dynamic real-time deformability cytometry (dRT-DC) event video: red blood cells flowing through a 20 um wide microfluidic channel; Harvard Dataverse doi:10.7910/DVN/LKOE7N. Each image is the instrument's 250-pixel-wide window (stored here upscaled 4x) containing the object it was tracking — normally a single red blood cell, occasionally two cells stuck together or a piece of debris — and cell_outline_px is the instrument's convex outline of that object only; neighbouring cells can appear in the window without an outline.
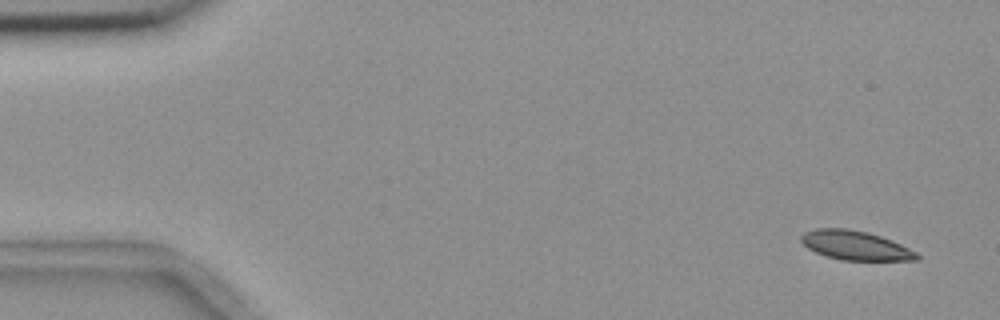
{"species": "common noctule bat (a hibernating species)", "species_latin": "Nyctalus noctula", "temperature_condition": "room temperature", "stored_images_in_passage": 4, "camera_frame_rate_fps": 3000, "um_per_image_px": 0.085, "animal": {"sex": "female", "body_mass_g": 18.4}, "frame": {"image": 1, "passage_image": 1, "time_ms": 0.0, "image_size_px": [1000, 320], "cell_outline_px": [[920, 260], [840, 260], [824, 256], [808, 248], [800, 240], [800, 236], [804, 232], [816, 228], [848, 228], [868, 232], [892, 240], [916, 252], [920, 256]], "centroid_in_image_um": [72.69, 20.86], "position_along_channel_um": 12.3, "area_um2": 19.77}}
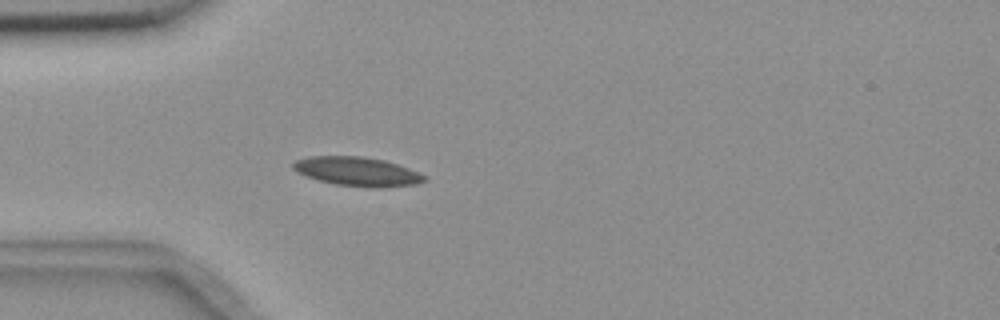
{"frame": {"image": 2, "passage_image": 4, "time_ms": 4.333, "image_size_px": [1000, 320], "cell_outline_px": [[428, 180], [416, 184], [380, 188], [368, 188], [336, 184], [304, 176], [296, 172], [292, 168], [292, 164], [296, 160], [312, 156], [360, 156], [384, 160], [408, 168], [424, 176]], "centroid_in_image_um": [30.34, 14.59], "position_along_channel_um": 54.7, "area_um2": 22.14}}